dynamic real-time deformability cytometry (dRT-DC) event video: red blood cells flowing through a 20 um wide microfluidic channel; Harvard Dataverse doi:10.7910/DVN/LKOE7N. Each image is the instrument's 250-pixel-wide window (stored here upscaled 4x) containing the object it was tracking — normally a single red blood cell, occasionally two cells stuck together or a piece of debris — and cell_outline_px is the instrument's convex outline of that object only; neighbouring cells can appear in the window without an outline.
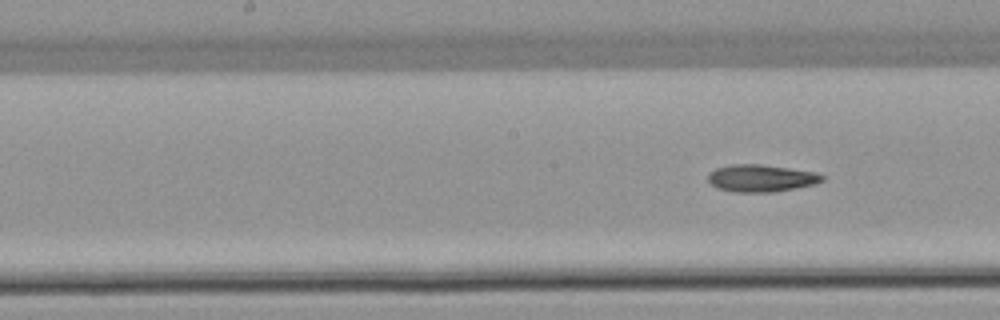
{"species": "common noctule bat (a hibernating species)", "species_latin": "Nyctalus noctula", "temperature_condition": "warm", "stored_images_in_passage": 7, "segment_of_instrument_passage": [2, 2], "camera_frame_rate_fps": 3000, "um_per_image_px": 0.085, "animal": {"sex": "female", "body_mass_g": 22.7, "forearm_length_mm": 54.2}, "frame": {"image": 1, "passage_image": 7, "time_ms": 9.0, "image_size_px": [1000, 320], "cell_outline_px": [[824, 180], [812, 184], [796, 188], [772, 192], [732, 192], [716, 188], [708, 180], [708, 172], [716, 168], [732, 164], [760, 164], [816, 172], [824, 176]], "centroid_in_image_um": [64.65, 15.14], "position_along_channel_um": 183.5, "area_um2": 18.09}}